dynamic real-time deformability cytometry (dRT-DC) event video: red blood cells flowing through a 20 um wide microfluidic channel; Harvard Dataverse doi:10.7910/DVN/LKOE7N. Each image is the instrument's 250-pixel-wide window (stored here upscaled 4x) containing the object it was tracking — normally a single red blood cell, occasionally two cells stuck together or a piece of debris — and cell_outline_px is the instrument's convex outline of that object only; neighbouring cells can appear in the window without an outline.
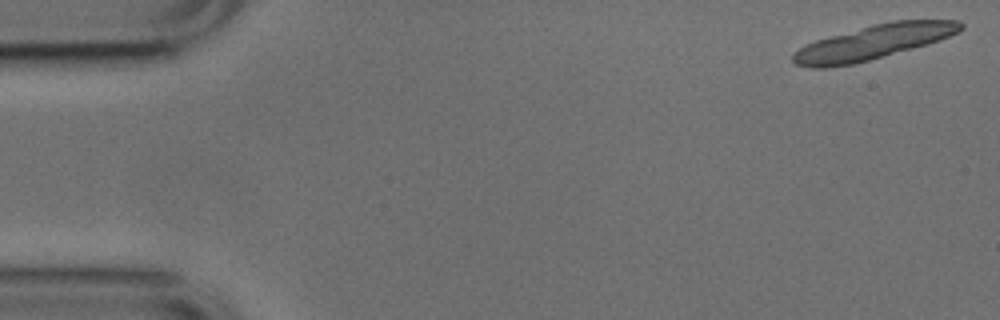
{"species": "common noctule bat (a hibernating species)", "species_latin": "Nyctalus noctula", "temperature_condition": "cold", "stored_images_in_passage": 17, "camera_frame_rate_fps": 3000, "um_per_image_px": 0.085, "animal": {"sex": "male", "body_mass_g": 17.9, "forearm_length_mm": 54.2}, "frame": {"image": 1, "passage_image": 1, "time_ms": 0.0, "image_size_px": [1000, 320], "cell_outline_px": [[964, 28], [940, 40], [928, 44], [868, 60], [852, 64], [824, 68], [812, 68], [796, 64], [792, 60], [792, 52], [804, 44], [816, 40], [872, 24], [892, 20], [960, 20], [964, 24]], "centroid_in_image_um": [74.21, 3.58], "position_along_channel_um": 10.8, "area_um2": 33.52}}